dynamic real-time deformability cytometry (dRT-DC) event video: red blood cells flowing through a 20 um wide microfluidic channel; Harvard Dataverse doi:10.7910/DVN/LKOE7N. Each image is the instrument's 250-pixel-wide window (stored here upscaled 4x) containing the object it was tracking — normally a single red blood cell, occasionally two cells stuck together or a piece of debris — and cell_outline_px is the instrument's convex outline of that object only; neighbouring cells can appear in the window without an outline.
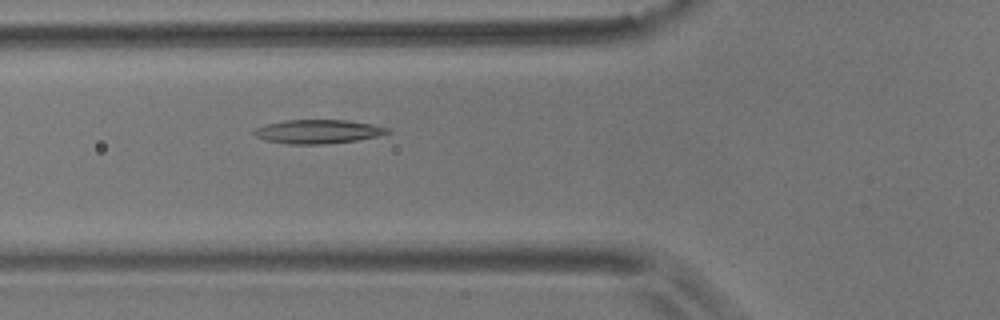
{"species": "common noctule bat (a hibernating species)", "species_latin": "Nyctalus noctula", "temperature_condition": "room temperature", "stored_images_in_passage": 2, "camera_frame_rate_fps": 3000, "um_per_image_px": 0.085, "animal": {"sex": "male", "body_mass_g": 17.9}, "frame": {"image": 1, "passage_image": 2, "time_ms": 0.333, "image_size_px": [1000, 320], "cell_outline_px": [[392, 132], [376, 136], [356, 140], [324, 144], [288, 144], [268, 140], [256, 136], [252, 132], [256, 128], [268, 124], [284, 120], [348, 120], [372, 124], [392, 128]], "centroid_in_image_um": [27.08, 11.17], "position_along_channel_um": 98.7, "area_um2": 18.44}}